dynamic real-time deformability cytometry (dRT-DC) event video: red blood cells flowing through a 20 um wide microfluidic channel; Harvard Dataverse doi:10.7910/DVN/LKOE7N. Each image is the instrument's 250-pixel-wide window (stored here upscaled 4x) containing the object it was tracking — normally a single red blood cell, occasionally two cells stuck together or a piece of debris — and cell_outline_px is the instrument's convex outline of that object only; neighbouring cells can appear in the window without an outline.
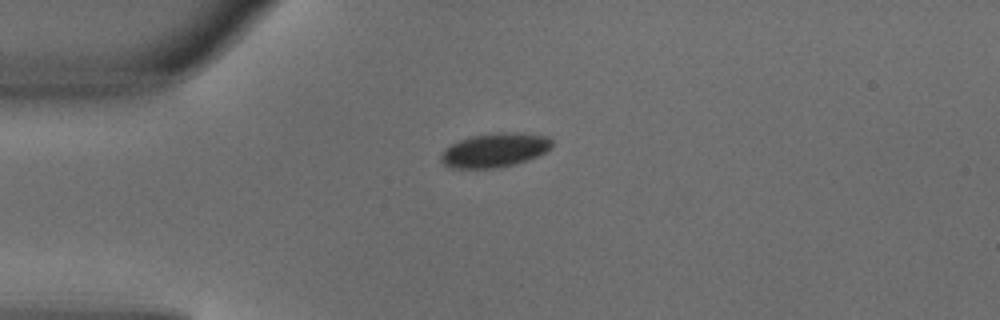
{"species": "common noctule bat (a hibernating species)", "species_latin": "Nyctalus noctula", "temperature_condition": "warm", "stored_images_in_passage": 2, "camera_frame_rate_fps": 3000, "um_per_image_px": 0.085, "animal": {"sex": "male", "body_mass_g": 18.8}, "frame": {"image": 1, "passage_image": 1, "time_ms": 0.0, "image_size_px": [1000, 320], "cell_outline_px": [[552, 148], [536, 156], [512, 164], [492, 168], [452, 168], [444, 164], [440, 160], [440, 156], [444, 148], [468, 136], [492, 132], [520, 132], [548, 136], [552, 140]], "centroid_in_image_um": [42.03, 12.73], "position_along_channel_um": 43.0, "area_um2": 22.08}}
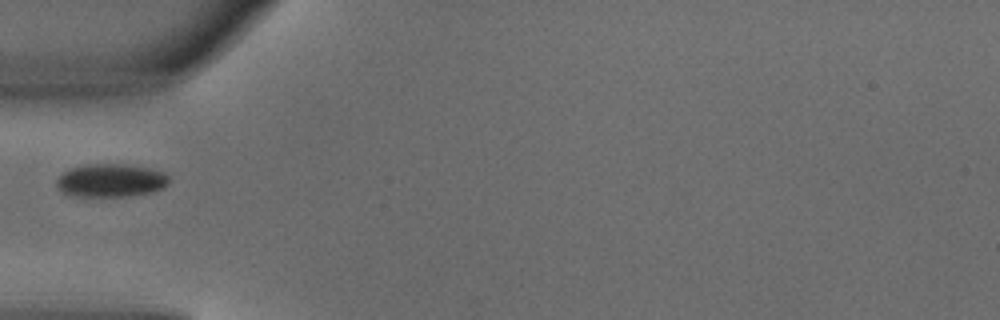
{"frame": {"image": 2, "passage_image": 2, "time_ms": 0.333, "image_size_px": [1000, 320], "cell_outline_px": [[168, 184], [160, 188], [148, 192], [132, 196], [72, 196], [64, 192], [56, 184], [56, 180], [64, 172], [72, 168], [88, 164], [124, 164], [152, 168], [164, 172], [168, 176]], "centroid_in_image_um": [9.43, 15.33], "position_along_channel_um": 75.6, "area_um2": 21.5}}